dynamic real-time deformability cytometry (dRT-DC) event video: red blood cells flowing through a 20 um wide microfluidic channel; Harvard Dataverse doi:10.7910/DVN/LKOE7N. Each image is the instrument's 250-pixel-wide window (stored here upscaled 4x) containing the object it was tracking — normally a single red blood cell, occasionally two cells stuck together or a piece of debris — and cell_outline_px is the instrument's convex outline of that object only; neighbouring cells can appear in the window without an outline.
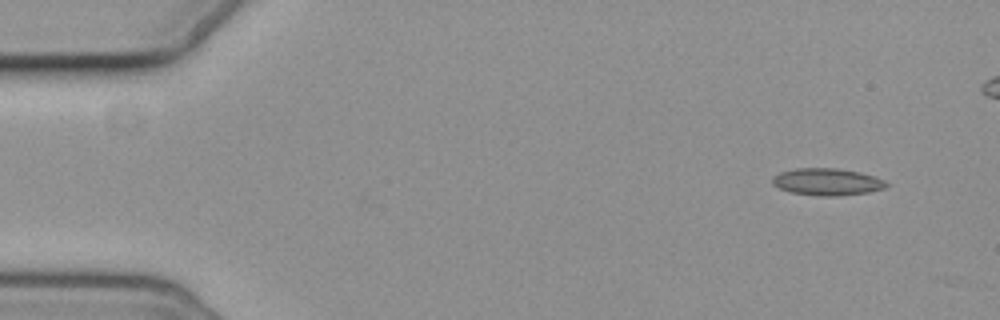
{"species": "common noctule bat (a hibernating species)", "species_latin": "Nyctalus noctula", "temperature_condition": "cold", "stored_images_in_passage": 2, "camera_frame_rate_fps": 3000, "um_per_image_px": 0.085, "animal": {"sex": "female", "body_mass_g": 19.3, "forearm_length_mm": 54.1}, "frame": {"image": 1, "passage_image": 1, "time_ms": 0.0, "image_size_px": [1000, 320], "cell_outline_px": [[892, 184], [884, 188], [868, 192], [836, 196], [820, 196], [792, 192], [780, 188], [772, 184], [772, 176], [780, 172], [796, 168], [836, 168], [860, 172], [884, 180]], "centroid_in_image_um": [70.31, 15.45], "position_along_channel_um": 14.7, "area_um2": 17.92}}